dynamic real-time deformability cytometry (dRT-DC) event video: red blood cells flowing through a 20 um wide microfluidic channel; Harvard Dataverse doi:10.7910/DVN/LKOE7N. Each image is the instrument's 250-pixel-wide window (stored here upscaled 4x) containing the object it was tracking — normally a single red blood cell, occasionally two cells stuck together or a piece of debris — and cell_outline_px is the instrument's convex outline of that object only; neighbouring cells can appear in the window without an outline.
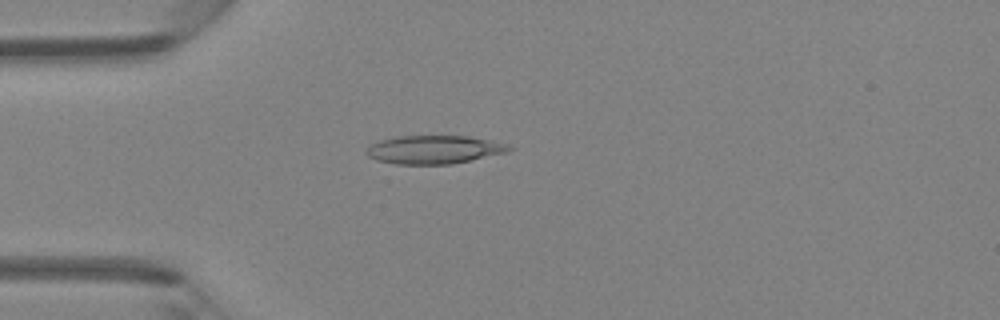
{"species": "Egyptian fruit bat (a non-hibernating species)", "species_latin": "Rousettus aegyptiacus", "temperature_condition": "room temperature", "stored_images_in_passage": 5, "camera_frame_rate_fps": 3000, "um_per_image_px": 0.085, "animal": {"sex": "female"}, "frame": {"image": 1, "passage_image": 4, "time_ms": 3.667, "image_size_px": [1000, 320], "cell_outline_px": [[516, 148], [504, 152], [452, 164], [396, 164], [376, 160], [368, 156], [364, 152], [372, 144], [380, 140], [392, 136], [468, 136], [492, 140], [508, 144]], "centroid_in_image_um": [36.87, 12.7], "position_along_channel_um": 48.1, "area_um2": 23.52}}